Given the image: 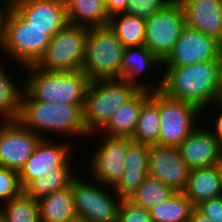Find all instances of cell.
<instances>
[{
  "mask_svg": "<svg viewBox=\"0 0 222 222\" xmlns=\"http://www.w3.org/2000/svg\"><path fill=\"white\" fill-rule=\"evenodd\" d=\"M3 204L0 219L4 222H41L38 201L25 192Z\"/></svg>",
  "mask_w": 222,
  "mask_h": 222,
  "instance_id": "obj_30",
  "label": "cell"
},
{
  "mask_svg": "<svg viewBox=\"0 0 222 222\" xmlns=\"http://www.w3.org/2000/svg\"><path fill=\"white\" fill-rule=\"evenodd\" d=\"M0 121L17 120L24 92V83L21 89L19 84L7 73L8 68L4 69L3 60L0 61Z\"/></svg>",
  "mask_w": 222,
  "mask_h": 222,
  "instance_id": "obj_26",
  "label": "cell"
},
{
  "mask_svg": "<svg viewBox=\"0 0 222 222\" xmlns=\"http://www.w3.org/2000/svg\"><path fill=\"white\" fill-rule=\"evenodd\" d=\"M23 192L19 173L0 166V205L20 196Z\"/></svg>",
  "mask_w": 222,
  "mask_h": 222,
  "instance_id": "obj_32",
  "label": "cell"
},
{
  "mask_svg": "<svg viewBox=\"0 0 222 222\" xmlns=\"http://www.w3.org/2000/svg\"><path fill=\"white\" fill-rule=\"evenodd\" d=\"M172 0H128L126 14L147 19Z\"/></svg>",
  "mask_w": 222,
  "mask_h": 222,
  "instance_id": "obj_33",
  "label": "cell"
},
{
  "mask_svg": "<svg viewBox=\"0 0 222 222\" xmlns=\"http://www.w3.org/2000/svg\"><path fill=\"white\" fill-rule=\"evenodd\" d=\"M41 222H76L78 220L75 209L72 182L61 190L38 201Z\"/></svg>",
  "mask_w": 222,
  "mask_h": 222,
  "instance_id": "obj_23",
  "label": "cell"
},
{
  "mask_svg": "<svg viewBox=\"0 0 222 222\" xmlns=\"http://www.w3.org/2000/svg\"><path fill=\"white\" fill-rule=\"evenodd\" d=\"M212 105L216 107L218 106L217 108L219 109V111L218 112L216 111L215 113L216 119L214 118L215 121H213L214 125H212V129L211 126L208 128L212 132V134L216 137V139L222 144V106L217 101L212 103Z\"/></svg>",
  "mask_w": 222,
  "mask_h": 222,
  "instance_id": "obj_37",
  "label": "cell"
},
{
  "mask_svg": "<svg viewBox=\"0 0 222 222\" xmlns=\"http://www.w3.org/2000/svg\"><path fill=\"white\" fill-rule=\"evenodd\" d=\"M24 90L34 99L47 103L84 105L90 80L83 70L44 71L35 65L23 67ZM28 76V77H27Z\"/></svg>",
  "mask_w": 222,
  "mask_h": 222,
  "instance_id": "obj_3",
  "label": "cell"
},
{
  "mask_svg": "<svg viewBox=\"0 0 222 222\" xmlns=\"http://www.w3.org/2000/svg\"><path fill=\"white\" fill-rule=\"evenodd\" d=\"M51 36L47 29L30 26L10 5L3 17L0 50L18 66L36 65L43 57Z\"/></svg>",
  "mask_w": 222,
  "mask_h": 222,
  "instance_id": "obj_4",
  "label": "cell"
},
{
  "mask_svg": "<svg viewBox=\"0 0 222 222\" xmlns=\"http://www.w3.org/2000/svg\"><path fill=\"white\" fill-rule=\"evenodd\" d=\"M203 110L190 102L175 100L159 90V146L177 147L199 124ZM201 114V115H200ZM197 123V124H196Z\"/></svg>",
  "mask_w": 222,
  "mask_h": 222,
  "instance_id": "obj_10",
  "label": "cell"
},
{
  "mask_svg": "<svg viewBox=\"0 0 222 222\" xmlns=\"http://www.w3.org/2000/svg\"><path fill=\"white\" fill-rule=\"evenodd\" d=\"M75 176L74 173L39 174L37 178L24 189V192L33 200L39 201L57 190L68 187Z\"/></svg>",
  "mask_w": 222,
  "mask_h": 222,
  "instance_id": "obj_31",
  "label": "cell"
},
{
  "mask_svg": "<svg viewBox=\"0 0 222 222\" xmlns=\"http://www.w3.org/2000/svg\"><path fill=\"white\" fill-rule=\"evenodd\" d=\"M100 138L104 141L96 145V150L90 153L93 154L89 162L90 175L102 185L114 188L123 175L128 145L133 140L103 134Z\"/></svg>",
  "mask_w": 222,
  "mask_h": 222,
  "instance_id": "obj_12",
  "label": "cell"
},
{
  "mask_svg": "<svg viewBox=\"0 0 222 222\" xmlns=\"http://www.w3.org/2000/svg\"><path fill=\"white\" fill-rule=\"evenodd\" d=\"M117 222H153L149 210L122 199Z\"/></svg>",
  "mask_w": 222,
  "mask_h": 222,
  "instance_id": "obj_34",
  "label": "cell"
},
{
  "mask_svg": "<svg viewBox=\"0 0 222 222\" xmlns=\"http://www.w3.org/2000/svg\"><path fill=\"white\" fill-rule=\"evenodd\" d=\"M88 182V179L84 180L81 176H75L72 180V194L78 220L117 222L122 199L112 187L102 185L95 179H93L95 184ZM109 189L113 192L111 193Z\"/></svg>",
  "mask_w": 222,
  "mask_h": 222,
  "instance_id": "obj_8",
  "label": "cell"
},
{
  "mask_svg": "<svg viewBox=\"0 0 222 222\" xmlns=\"http://www.w3.org/2000/svg\"><path fill=\"white\" fill-rule=\"evenodd\" d=\"M125 48L108 25L89 28L83 72L90 81L121 79Z\"/></svg>",
  "mask_w": 222,
  "mask_h": 222,
  "instance_id": "obj_6",
  "label": "cell"
},
{
  "mask_svg": "<svg viewBox=\"0 0 222 222\" xmlns=\"http://www.w3.org/2000/svg\"><path fill=\"white\" fill-rule=\"evenodd\" d=\"M195 208L213 222H222V196L203 201Z\"/></svg>",
  "mask_w": 222,
  "mask_h": 222,
  "instance_id": "obj_35",
  "label": "cell"
},
{
  "mask_svg": "<svg viewBox=\"0 0 222 222\" xmlns=\"http://www.w3.org/2000/svg\"><path fill=\"white\" fill-rule=\"evenodd\" d=\"M160 131L159 90L152 91L142 104L132 140L150 146L158 145Z\"/></svg>",
  "mask_w": 222,
  "mask_h": 222,
  "instance_id": "obj_25",
  "label": "cell"
},
{
  "mask_svg": "<svg viewBox=\"0 0 222 222\" xmlns=\"http://www.w3.org/2000/svg\"><path fill=\"white\" fill-rule=\"evenodd\" d=\"M141 88L122 79L90 81L83 106V124L91 135L99 132L111 116Z\"/></svg>",
  "mask_w": 222,
  "mask_h": 222,
  "instance_id": "obj_5",
  "label": "cell"
},
{
  "mask_svg": "<svg viewBox=\"0 0 222 222\" xmlns=\"http://www.w3.org/2000/svg\"><path fill=\"white\" fill-rule=\"evenodd\" d=\"M217 63H218V71H219V82H220V86L222 90V44L218 52Z\"/></svg>",
  "mask_w": 222,
  "mask_h": 222,
  "instance_id": "obj_40",
  "label": "cell"
},
{
  "mask_svg": "<svg viewBox=\"0 0 222 222\" xmlns=\"http://www.w3.org/2000/svg\"><path fill=\"white\" fill-rule=\"evenodd\" d=\"M9 5L32 27L53 37L67 23L65 0H9Z\"/></svg>",
  "mask_w": 222,
  "mask_h": 222,
  "instance_id": "obj_15",
  "label": "cell"
},
{
  "mask_svg": "<svg viewBox=\"0 0 222 222\" xmlns=\"http://www.w3.org/2000/svg\"><path fill=\"white\" fill-rule=\"evenodd\" d=\"M4 1L1 0L0 2V45L2 42L3 17H4L7 7L9 6V0H4Z\"/></svg>",
  "mask_w": 222,
  "mask_h": 222,
  "instance_id": "obj_39",
  "label": "cell"
},
{
  "mask_svg": "<svg viewBox=\"0 0 222 222\" xmlns=\"http://www.w3.org/2000/svg\"><path fill=\"white\" fill-rule=\"evenodd\" d=\"M189 167L181 158L177 147L151 146L148 174L169 186L175 192H183L189 177Z\"/></svg>",
  "mask_w": 222,
  "mask_h": 222,
  "instance_id": "obj_16",
  "label": "cell"
},
{
  "mask_svg": "<svg viewBox=\"0 0 222 222\" xmlns=\"http://www.w3.org/2000/svg\"><path fill=\"white\" fill-rule=\"evenodd\" d=\"M150 150V145L135 141L128 145L123 175L113 188L121 199L130 196L148 175Z\"/></svg>",
  "mask_w": 222,
  "mask_h": 222,
  "instance_id": "obj_20",
  "label": "cell"
},
{
  "mask_svg": "<svg viewBox=\"0 0 222 222\" xmlns=\"http://www.w3.org/2000/svg\"><path fill=\"white\" fill-rule=\"evenodd\" d=\"M185 27L183 7L178 0H172L145 19L144 45L163 62L173 50Z\"/></svg>",
  "mask_w": 222,
  "mask_h": 222,
  "instance_id": "obj_9",
  "label": "cell"
},
{
  "mask_svg": "<svg viewBox=\"0 0 222 222\" xmlns=\"http://www.w3.org/2000/svg\"><path fill=\"white\" fill-rule=\"evenodd\" d=\"M174 192L162 181L148 174L140 186L126 199L132 204L149 210L154 205L166 201Z\"/></svg>",
  "mask_w": 222,
  "mask_h": 222,
  "instance_id": "obj_29",
  "label": "cell"
},
{
  "mask_svg": "<svg viewBox=\"0 0 222 222\" xmlns=\"http://www.w3.org/2000/svg\"><path fill=\"white\" fill-rule=\"evenodd\" d=\"M217 102L222 106V90L220 91Z\"/></svg>",
  "mask_w": 222,
  "mask_h": 222,
  "instance_id": "obj_41",
  "label": "cell"
},
{
  "mask_svg": "<svg viewBox=\"0 0 222 222\" xmlns=\"http://www.w3.org/2000/svg\"><path fill=\"white\" fill-rule=\"evenodd\" d=\"M68 23L86 27L108 25L105 0H65Z\"/></svg>",
  "mask_w": 222,
  "mask_h": 222,
  "instance_id": "obj_24",
  "label": "cell"
},
{
  "mask_svg": "<svg viewBox=\"0 0 222 222\" xmlns=\"http://www.w3.org/2000/svg\"><path fill=\"white\" fill-rule=\"evenodd\" d=\"M188 222H213L201 212H199L196 208H194L190 214Z\"/></svg>",
  "mask_w": 222,
  "mask_h": 222,
  "instance_id": "obj_38",
  "label": "cell"
},
{
  "mask_svg": "<svg viewBox=\"0 0 222 222\" xmlns=\"http://www.w3.org/2000/svg\"><path fill=\"white\" fill-rule=\"evenodd\" d=\"M183 193L194 207L208 199L222 196L219 164L191 169Z\"/></svg>",
  "mask_w": 222,
  "mask_h": 222,
  "instance_id": "obj_21",
  "label": "cell"
},
{
  "mask_svg": "<svg viewBox=\"0 0 222 222\" xmlns=\"http://www.w3.org/2000/svg\"><path fill=\"white\" fill-rule=\"evenodd\" d=\"M186 26L215 38L222 44V0H178Z\"/></svg>",
  "mask_w": 222,
  "mask_h": 222,
  "instance_id": "obj_18",
  "label": "cell"
},
{
  "mask_svg": "<svg viewBox=\"0 0 222 222\" xmlns=\"http://www.w3.org/2000/svg\"><path fill=\"white\" fill-rule=\"evenodd\" d=\"M128 0H105L108 18L126 13Z\"/></svg>",
  "mask_w": 222,
  "mask_h": 222,
  "instance_id": "obj_36",
  "label": "cell"
},
{
  "mask_svg": "<svg viewBox=\"0 0 222 222\" xmlns=\"http://www.w3.org/2000/svg\"><path fill=\"white\" fill-rule=\"evenodd\" d=\"M41 138L18 120L0 121V166L19 172Z\"/></svg>",
  "mask_w": 222,
  "mask_h": 222,
  "instance_id": "obj_13",
  "label": "cell"
},
{
  "mask_svg": "<svg viewBox=\"0 0 222 222\" xmlns=\"http://www.w3.org/2000/svg\"><path fill=\"white\" fill-rule=\"evenodd\" d=\"M108 26L125 47L145 43V19L129 14L116 15L109 19Z\"/></svg>",
  "mask_w": 222,
  "mask_h": 222,
  "instance_id": "obj_28",
  "label": "cell"
},
{
  "mask_svg": "<svg viewBox=\"0 0 222 222\" xmlns=\"http://www.w3.org/2000/svg\"><path fill=\"white\" fill-rule=\"evenodd\" d=\"M194 208L183 192H174L149 209V213L153 222H188Z\"/></svg>",
  "mask_w": 222,
  "mask_h": 222,
  "instance_id": "obj_27",
  "label": "cell"
},
{
  "mask_svg": "<svg viewBox=\"0 0 222 222\" xmlns=\"http://www.w3.org/2000/svg\"><path fill=\"white\" fill-rule=\"evenodd\" d=\"M163 66V62L152 53L145 45L126 47L124 50L122 63H121V79L128 81L141 89H147L151 91L161 90L163 79H159L158 83H145L143 82L142 74L149 72ZM152 68V69H150ZM139 76V77H138ZM142 78V79H140ZM141 80V82L139 81ZM138 80V81H137Z\"/></svg>",
  "mask_w": 222,
  "mask_h": 222,
  "instance_id": "obj_19",
  "label": "cell"
},
{
  "mask_svg": "<svg viewBox=\"0 0 222 222\" xmlns=\"http://www.w3.org/2000/svg\"><path fill=\"white\" fill-rule=\"evenodd\" d=\"M161 92L175 100L193 103L203 110L218 100L221 86L217 60L183 67H165Z\"/></svg>",
  "mask_w": 222,
  "mask_h": 222,
  "instance_id": "obj_1",
  "label": "cell"
},
{
  "mask_svg": "<svg viewBox=\"0 0 222 222\" xmlns=\"http://www.w3.org/2000/svg\"><path fill=\"white\" fill-rule=\"evenodd\" d=\"M219 167H220V173H221V178H222V159H221V162L219 163Z\"/></svg>",
  "mask_w": 222,
  "mask_h": 222,
  "instance_id": "obj_42",
  "label": "cell"
},
{
  "mask_svg": "<svg viewBox=\"0 0 222 222\" xmlns=\"http://www.w3.org/2000/svg\"><path fill=\"white\" fill-rule=\"evenodd\" d=\"M83 106L34 100L24 90L17 120L42 138H48V133H55L58 136L61 134V138L63 135L65 138H87L89 134L83 124Z\"/></svg>",
  "mask_w": 222,
  "mask_h": 222,
  "instance_id": "obj_2",
  "label": "cell"
},
{
  "mask_svg": "<svg viewBox=\"0 0 222 222\" xmlns=\"http://www.w3.org/2000/svg\"><path fill=\"white\" fill-rule=\"evenodd\" d=\"M89 27L67 23L51 37L43 57L35 65L50 72L82 70Z\"/></svg>",
  "mask_w": 222,
  "mask_h": 222,
  "instance_id": "obj_7",
  "label": "cell"
},
{
  "mask_svg": "<svg viewBox=\"0 0 222 222\" xmlns=\"http://www.w3.org/2000/svg\"><path fill=\"white\" fill-rule=\"evenodd\" d=\"M221 43L215 38L186 26L173 50L163 61L164 67H183L217 60Z\"/></svg>",
  "mask_w": 222,
  "mask_h": 222,
  "instance_id": "obj_14",
  "label": "cell"
},
{
  "mask_svg": "<svg viewBox=\"0 0 222 222\" xmlns=\"http://www.w3.org/2000/svg\"><path fill=\"white\" fill-rule=\"evenodd\" d=\"M151 90L141 89L131 100L121 106L110 118L109 122L99 131L89 135V138L100 134L112 137L132 138L142 104L150 97Z\"/></svg>",
  "mask_w": 222,
  "mask_h": 222,
  "instance_id": "obj_22",
  "label": "cell"
},
{
  "mask_svg": "<svg viewBox=\"0 0 222 222\" xmlns=\"http://www.w3.org/2000/svg\"><path fill=\"white\" fill-rule=\"evenodd\" d=\"M41 138L33 154L27 159L19 173L20 183L25 189L39 174L75 173L72 170L71 145ZM67 143V144H66ZM71 160V161H70Z\"/></svg>",
  "mask_w": 222,
  "mask_h": 222,
  "instance_id": "obj_11",
  "label": "cell"
},
{
  "mask_svg": "<svg viewBox=\"0 0 222 222\" xmlns=\"http://www.w3.org/2000/svg\"><path fill=\"white\" fill-rule=\"evenodd\" d=\"M200 125L178 146L181 158L189 169L218 165L222 159V144L209 128ZM202 125V126H201Z\"/></svg>",
  "mask_w": 222,
  "mask_h": 222,
  "instance_id": "obj_17",
  "label": "cell"
}]
</instances>
